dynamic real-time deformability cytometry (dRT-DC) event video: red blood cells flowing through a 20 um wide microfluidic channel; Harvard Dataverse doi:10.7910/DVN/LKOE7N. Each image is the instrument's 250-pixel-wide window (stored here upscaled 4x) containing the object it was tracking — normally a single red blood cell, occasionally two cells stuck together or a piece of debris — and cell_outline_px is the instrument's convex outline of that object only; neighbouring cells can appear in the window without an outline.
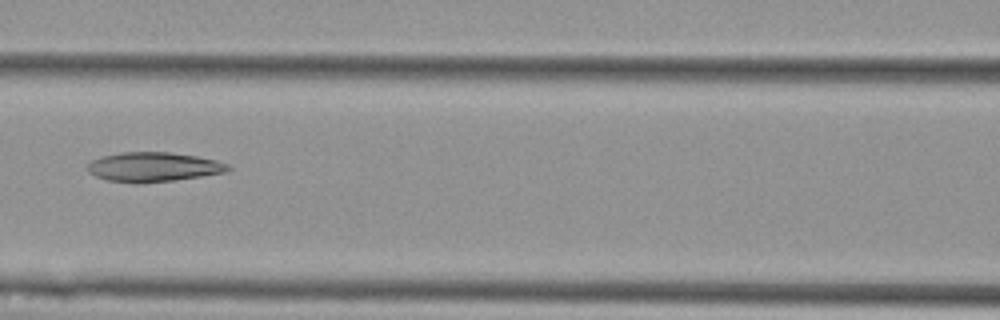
{"species": "Egyptian fruit bat (a non-hibernating species)", "species_latin": "Rousettus aegyptiacus", "temperature_condition": "cold", "stored_images_in_passage": 7, "segment_of_instrument_passage": [1, 2], "camera_frame_rate_fps": 3000, "um_per_image_px": 0.085, "animal": {"sex": "female"}, "frame": {"image": 1, "passage_image": 3, "time_ms": 2.667, "image_size_px": [1000, 320], "cell_outline_px": [[232, 168], [228, 172], [172, 180], [136, 184], [108, 180], [96, 176], [88, 172], [88, 164], [92, 160], [100, 156], [120, 152], [168, 152], [196, 156], [216, 160], [228, 164]], "centroid_in_image_um": [13.03, 14.19], "position_along_channel_um": 153.6, "area_um2": 24.16}}
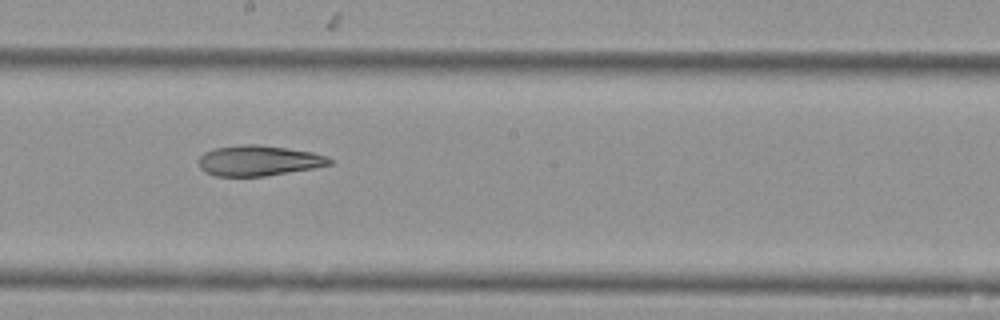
{"frame": {"image": 2, "passage_image": 5, "time_ms": 4.667, "image_size_px": [1000, 320], "cell_outline_px": [[332, 164], [312, 168], [264, 176], [216, 176], [204, 172], [200, 168], [196, 160], [204, 152], [216, 148], [244, 144], [260, 144], [288, 148], [312, 152], [324, 156], [332, 160]], "centroid_in_image_um": [21.92, 13.65], "position_along_channel_um": 226.3, "area_um2": 23.18}}
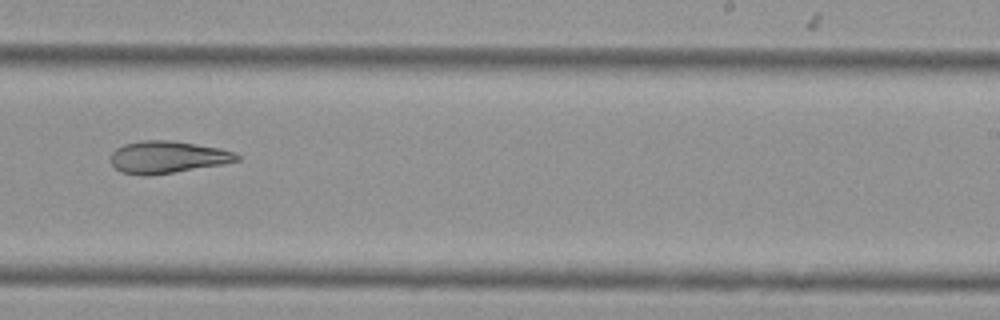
{"frame": {"image": 3, "passage_image": 6, "time_ms": 6.0, "image_size_px": [1000, 320], "cell_outline_px": [[240, 160], [224, 164], [152, 176], [140, 176], [120, 172], [112, 164], [112, 152], [116, 148], [124, 144], [140, 140], [172, 140], [220, 148], [232, 152], [240, 156]], "centroid_in_image_um": [14.22, 13.36], "position_along_channel_um": 274.8, "area_um2": 23.87}}